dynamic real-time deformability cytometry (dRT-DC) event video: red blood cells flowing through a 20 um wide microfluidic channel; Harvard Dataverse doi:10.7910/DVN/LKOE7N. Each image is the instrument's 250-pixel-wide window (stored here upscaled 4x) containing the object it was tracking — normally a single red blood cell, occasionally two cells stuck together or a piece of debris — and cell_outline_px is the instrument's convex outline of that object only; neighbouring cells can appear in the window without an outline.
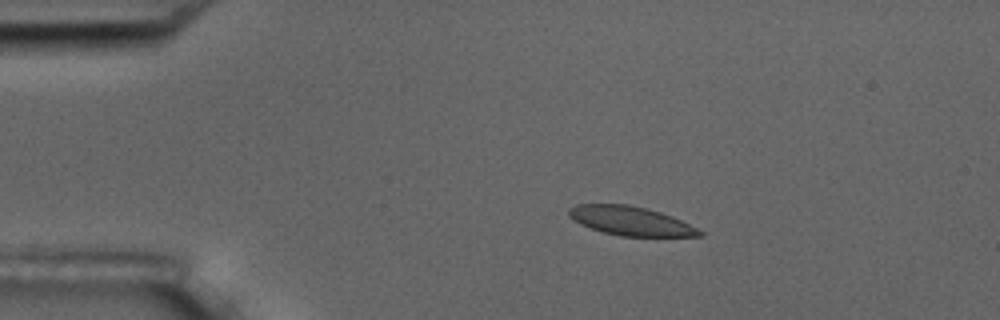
{"species": "common noctule bat (a hibernating species)", "species_latin": "Nyctalus noctula", "temperature_condition": "room temperature", "stored_images_in_passage": 9, "camera_frame_rate_fps": 3000, "um_per_image_px": 0.085, "animal": {"sex": "male", "body_mass_g": 17.5, "forearm_length_mm": 52.3}, "frame": {"image": 1, "passage_image": 2, "time_ms": 2.0, "image_size_px": [1000, 320], "cell_outline_px": [[704, 236], [620, 236], [604, 232], [580, 224], [568, 216], [568, 208], [576, 204], [628, 204], [660, 212], [672, 216], [704, 232]], "centroid_in_image_um": [53.58, 18.77], "position_along_channel_um": 31.4, "area_um2": 21.91}}
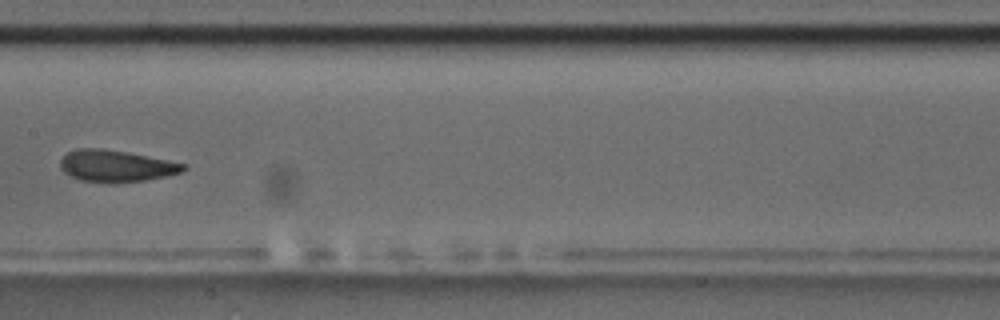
{"frame": {"image": 2, "passage_image": 7, "time_ms": 8.0, "image_size_px": [1000, 320], "cell_outline_px": [[188, 168], [180, 172], [168, 176], [144, 180], [116, 184], [112, 184], [80, 180], [64, 172], [60, 168], [60, 160], [68, 152], [76, 148], [100, 148], [128, 152], [188, 164]], "centroid_in_image_um": [9.88, 14.12], "position_along_channel_um": 197.5, "area_um2": 23.06}}
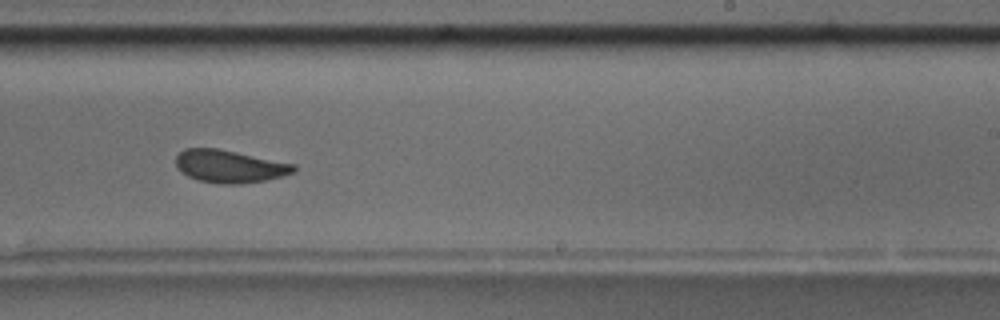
{"frame": {"image": 3, "passage_image": 9, "time_ms": 10.0, "image_size_px": [1000, 320], "cell_outline_px": [[296, 172], [284, 176], [264, 180], [240, 184], [220, 184], [196, 180], [188, 176], [176, 168], [176, 156], [184, 148], [216, 148], [296, 164]], "centroid_in_image_um": [19.51, 14.14], "position_along_channel_um": 269.5, "area_um2": 22.54}}